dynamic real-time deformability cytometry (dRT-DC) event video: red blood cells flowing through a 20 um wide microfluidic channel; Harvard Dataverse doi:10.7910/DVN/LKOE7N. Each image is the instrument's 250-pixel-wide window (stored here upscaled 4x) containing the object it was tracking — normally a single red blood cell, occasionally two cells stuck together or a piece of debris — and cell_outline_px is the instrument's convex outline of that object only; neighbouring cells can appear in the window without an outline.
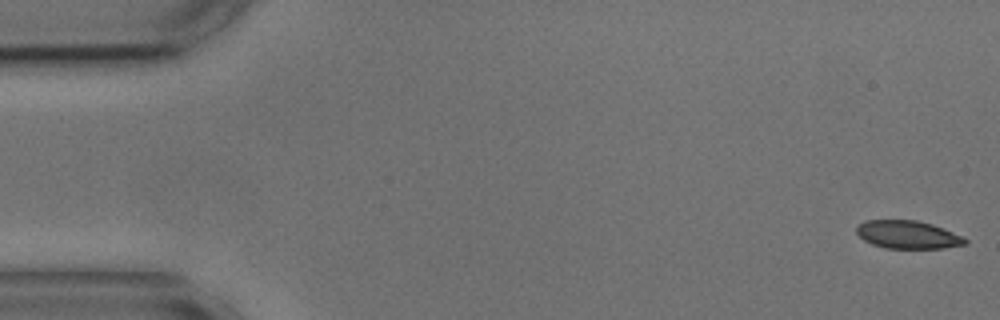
{"species": "common noctule bat (a hibernating species)", "species_latin": "Nyctalus noctula", "temperature_condition": "cold", "stored_images_in_passage": 55, "camera_frame_rate_fps": 3000, "um_per_image_px": 0.085, "animal": {"sex": "male", "body_mass_g": 17.9, "forearm_length_mm": 54.2}, "frame": {"image": 1, "passage_image": 1, "time_ms": 0.0, "image_size_px": [1000, 320], "cell_outline_px": [[968, 244], [944, 248], [884, 248], [872, 244], [864, 240], [856, 232], [856, 228], [864, 220], [916, 220], [932, 224], [944, 228], [964, 236], [968, 240]], "centroid_in_image_um": [77.2, 19.94], "position_along_channel_um": 7.8, "area_um2": 17.86}}
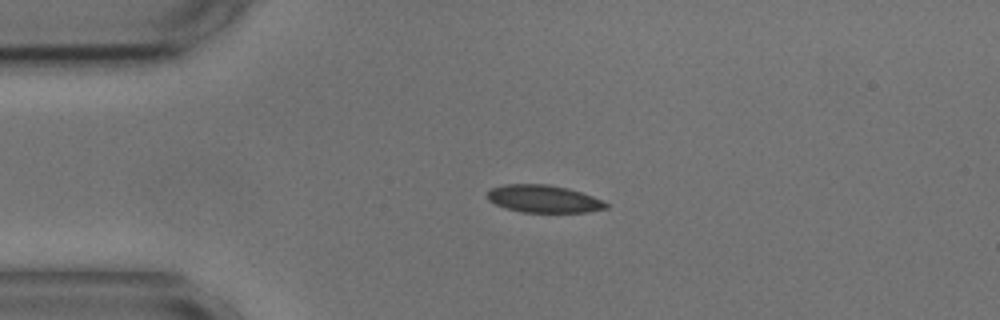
{"frame": {"image": 2, "passage_image": 12, "time_ms": 3.667, "image_size_px": [1000, 320], "cell_outline_px": [[608, 208], [588, 212], [520, 212], [504, 208], [488, 200], [488, 192], [492, 188], [504, 184], [548, 184], [568, 188], [592, 196], [608, 204]], "centroid_in_image_um": [46.19, 16.9], "position_along_channel_um": 38.8, "area_um2": 18.96}}
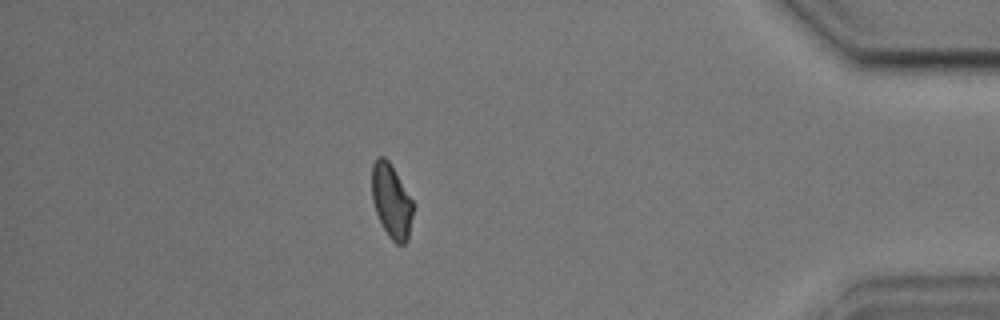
{"frame": {"image": 3, "passage_image": 48, "time_ms": 15.667, "image_size_px": [1000, 320], "cell_outline_px": [[416, 204], [408, 240], [404, 244], [396, 244], [388, 236], [376, 212], [372, 200], [372, 164], [376, 156], [384, 156], [388, 160]], "centroid_in_image_um": [33.31, 17.09], "position_along_channel_um": 401.9, "area_um2": 18.15}, "authors_computed_cell_mechanics": {"area_um2": 18.785, "velocity_mm_per_s": 3.605, "shape_relaxation_time_tau1_ms": 7.9946, "shape_relaxation_time_tau2_ms": 3.2209, "deformation_change_tau1": 0.1499, "deformation_change_tau2": 0.0828}}